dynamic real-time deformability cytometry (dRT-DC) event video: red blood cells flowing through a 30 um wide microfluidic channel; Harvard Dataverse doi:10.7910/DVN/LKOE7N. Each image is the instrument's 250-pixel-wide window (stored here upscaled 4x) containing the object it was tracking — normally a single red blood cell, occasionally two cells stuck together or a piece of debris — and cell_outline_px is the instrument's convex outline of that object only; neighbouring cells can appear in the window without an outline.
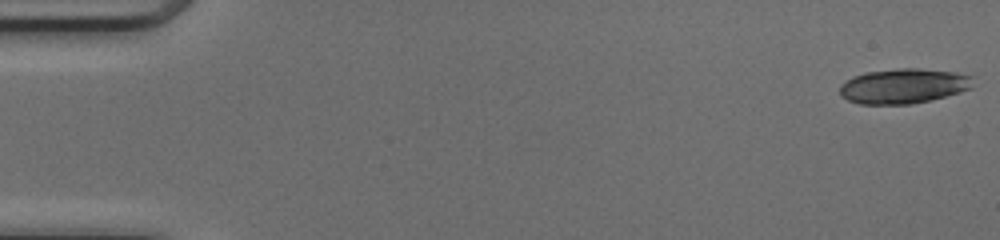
{"species": "common noctule bat (a hibernating species)", "species_latin": "Nyctalus noctula", "temperature_condition": "cold", "stored_images_in_passage": 7, "camera_frame_rate_fps": 3000, "um_per_image_px": 0.085, "animal": {"sex": "female", "body_mass_g": 17.0, "forearm_length_mm": 48.0}, "frame": {"image": 1, "passage_image": 1, "time_ms": 0.0, "image_size_px": [1000, 240], "cell_outline_px": [[976, 76], [972, 88], [960, 92], [932, 100], [912, 104], [860, 104], [848, 100], [840, 96], [840, 84], [852, 76], [864, 72], [900, 68], [916, 68], [956, 72]], "centroid_in_image_um": [76.83, 7.31], "position_along_channel_um": 8.2, "area_um2": 27.57}}